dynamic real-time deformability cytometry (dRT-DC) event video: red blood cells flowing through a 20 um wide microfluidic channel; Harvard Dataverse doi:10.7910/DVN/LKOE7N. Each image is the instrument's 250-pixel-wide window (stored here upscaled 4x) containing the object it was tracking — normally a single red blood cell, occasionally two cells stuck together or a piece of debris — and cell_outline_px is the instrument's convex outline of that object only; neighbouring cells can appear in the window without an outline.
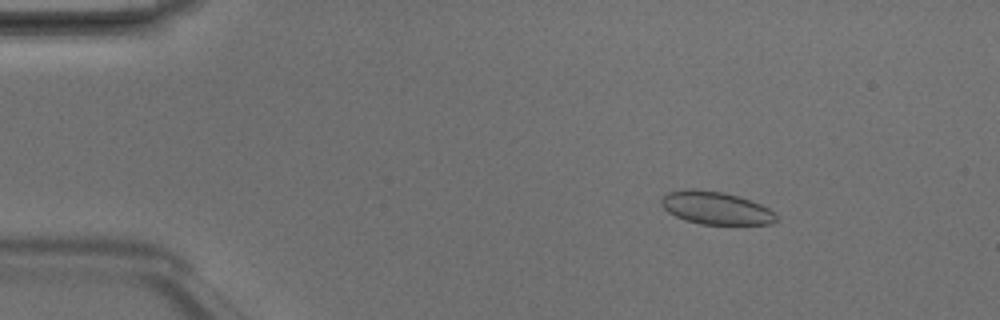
{"species": "Egyptian fruit bat (a non-hibernating species)", "species_latin": "Rousettus aegyptiacus", "temperature_condition": "room temperature", "stored_images_in_passage": 3, "camera_frame_rate_fps": 3000, "um_per_image_px": 0.085, "animal": {"sex": "male"}, "frame": {"image": 1, "passage_image": 2, "time_ms": 0.333, "image_size_px": [1000, 320], "cell_outline_px": [[780, 220], [772, 224], [700, 224], [684, 220], [668, 212], [660, 204], [660, 200], [668, 192], [688, 188], [692, 188], [724, 192], [760, 204], [768, 208]], "centroid_in_image_um": [60.82, 17.68], "position_along_channel_um": 24.2, "area_um2": 21.91}}